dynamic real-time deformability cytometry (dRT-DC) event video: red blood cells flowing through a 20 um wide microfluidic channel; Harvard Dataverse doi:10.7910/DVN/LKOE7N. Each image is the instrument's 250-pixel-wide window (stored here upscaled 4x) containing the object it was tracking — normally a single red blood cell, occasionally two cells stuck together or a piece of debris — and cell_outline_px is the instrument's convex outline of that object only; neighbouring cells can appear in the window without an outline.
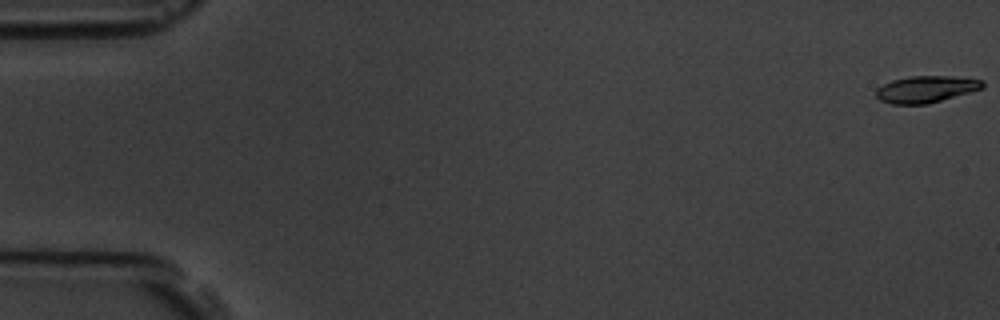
{"species": "common noctule bat (a hibernating species)", "species_latin": "Nyctalus noctula", "temperature_condition": "room temperature", "stored_images_in_passage": 5, "camera_frame_rate_fps": 3000, "um_per_image_px": 0.085, "animal": {"sex": "male", "body_mass_g": 19.5, "forearm_length_mm": 54.6}, "frame": {"image": 1, "passage_image": 1, "time_ms": 0.0, "image_size_px": [1000, 320], "cell_outline_px": [[984, 88], [928, 104], [892, 104], [880, 100], [876, 96], [876, 88], [892, 80], [912, 76], [952, 76], [984, 80]], "centroid_in_image_um": [78.72, 7.58], "position_along_channel_um": 6.3, "area_um2": 16.59}}
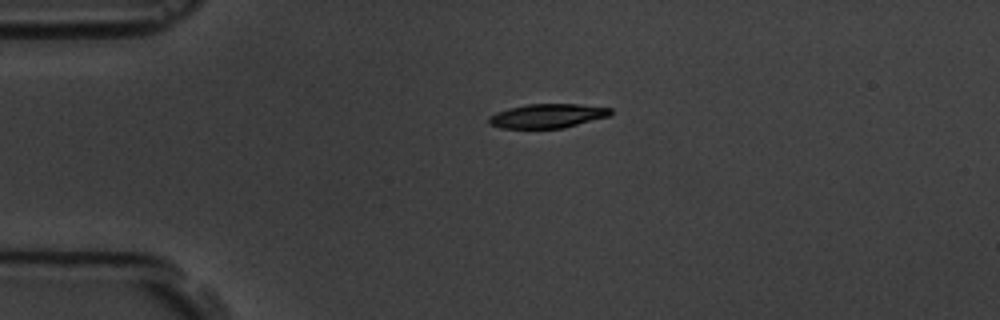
{"frame": {"image": 2, "passage_image": 4, "time_ms": 4.333, "image_size_px": [1000, 320], "cell_outline_px": [[612, 112], [608, 116], [564, 128], [500, 128], [488, 124], [488, 116], [496, 112], [508, 108], [528, 104], [580, 104], [612, 108]], "centroid_in_image_um": [46.5, 9.85], "position_along_channel_um": 38.5, "area_um2": 17.17}}